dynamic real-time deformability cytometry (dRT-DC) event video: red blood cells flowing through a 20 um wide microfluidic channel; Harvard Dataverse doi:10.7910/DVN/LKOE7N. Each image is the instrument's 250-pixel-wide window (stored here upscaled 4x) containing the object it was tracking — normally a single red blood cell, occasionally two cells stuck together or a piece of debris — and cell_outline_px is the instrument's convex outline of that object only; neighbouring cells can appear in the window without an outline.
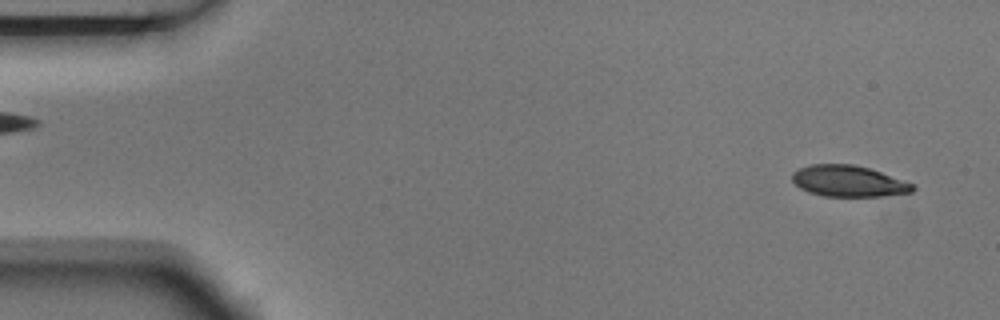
{"species": "Egyptian fruit bat (a non-hibernating species)", "species_latin": "Rousettus aegyptiacus", "temperature_condition": "room temperature", "stored_images_in_passage": 4, "camera_frame_rate_fps": 3000, "um_per_image_px": 0.085, "animal": {"sex": "male"}, "frame": {"image": 1, "passage_image": 1, "time_ms": 0.0, "image_size_px": [1000, 320], "cell_outline_px": [[916, 188], [912, 192], [884, 196], [824, 196], [808, 192], [800, 188], [792, 180], [792, 172], [800, 168], [812, 164], [852, 164], [868, 168], [880, 172], [912, 184]], "centroid_in_image_um": [72.09, 15.4], "position_along_channel_um": 12.9, "area_um2": 21.68}}